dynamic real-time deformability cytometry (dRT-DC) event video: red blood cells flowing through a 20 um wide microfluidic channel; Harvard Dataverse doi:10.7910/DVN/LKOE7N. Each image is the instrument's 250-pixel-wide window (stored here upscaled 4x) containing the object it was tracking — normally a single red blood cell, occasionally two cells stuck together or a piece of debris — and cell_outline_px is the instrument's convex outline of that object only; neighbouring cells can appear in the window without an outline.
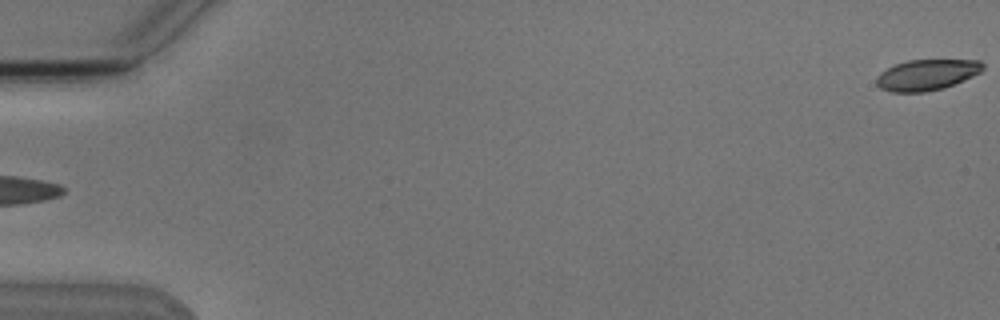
{"species": "Egyptian fruit bat (a non-hibernating species)", "species_latin": "Rousettus aegyptiacus", "temperature_condition": "cold", "stored_images_in_passage": 4, "camera_frame_rate_fps": 3000, "um_per_image_px": 0.085, "animal": {"sex": "male"}, "frame": {"image": 1, "passage_image": 4, "time_ms": 4.333, "image_size_px": [1000, 320], "cell_outline_px": [[984, 68], [980, 72], [964, 80], [944, 88], [924, 92], [892, 92], [880, 88], [876, 84], [876, 76], [880, 72], [896, 64], [908, 60], [980, 60], [984, 64]], "centroid_in_image_um": [78.77, 6.36], "position_along_channel_um": 6.2, "area_um2": 19.13}}